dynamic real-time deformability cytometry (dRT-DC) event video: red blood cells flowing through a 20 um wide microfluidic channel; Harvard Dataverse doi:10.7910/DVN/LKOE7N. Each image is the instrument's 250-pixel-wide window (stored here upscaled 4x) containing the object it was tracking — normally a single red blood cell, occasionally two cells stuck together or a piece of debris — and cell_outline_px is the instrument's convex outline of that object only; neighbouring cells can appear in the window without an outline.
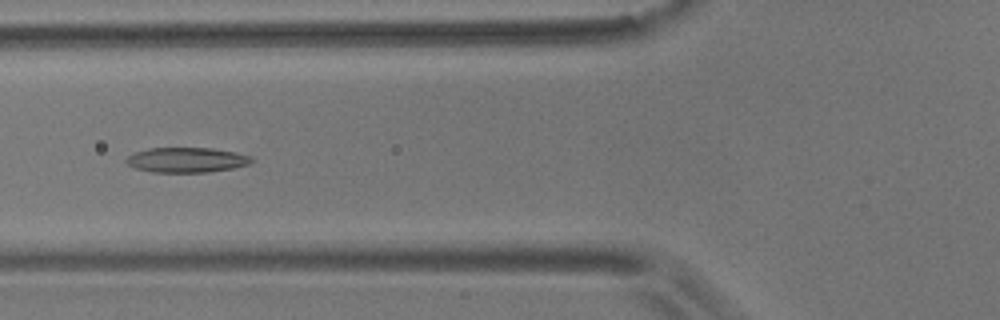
{"species": "common noctule bat (a hibernating species)", "species_latin": "Nyctalus noctula", "temperature_condition": "room temperature", "stored_images_in_passage": 58, "camera_frame_rate_fps": 3000, "um_per_image_px": 0.085, "animal": {"sex": "male", "body_mass_g": 17.9}, "frame": {"image": 1, "passage_image": 21, "time_ms": 6.667, "image_size_px": [1000, 320], "cell_outline_px": [[252, 160], [248, 164], [232, 168], [208, 172], [152, 172], [136, 168], [128, 164], [124, 160], [128, 156], [136, 152], [148, 148], [212, 148], [236, 152], [252, 156]], "centroid_in_image_um": [15.86, 13.59], "position_along_channel_um": 109.9, "area_um2": 18.15}}
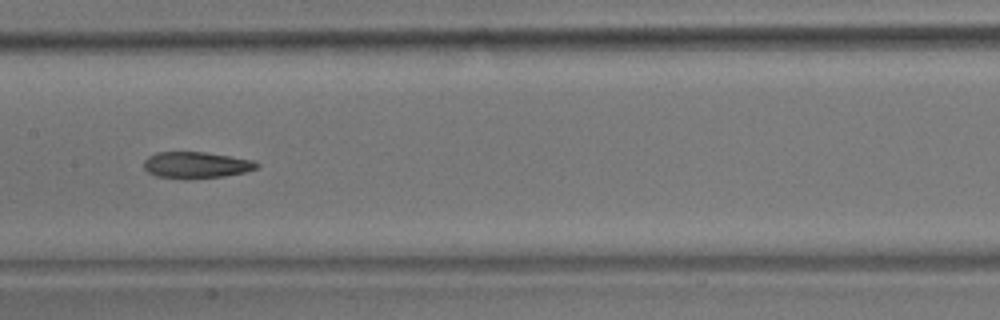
{"frame": {"image": 2, "passage_image": 28, "time_ms": 9.0, "image_size_px": [1000, 320], "cell_outline_px": [[260, 164], [256, 168], [244, 172], [224, 176], [188, 180], [184, 180], [156, 176], [148, 172], [144, 168], [144, 160], [148, 156], [156, 152], [204, 152], [252, 160]], "centroid_in_image_um": [16.62, 14.04], "position_along_channel_um": 190.8, "area_um2": 17.51}}
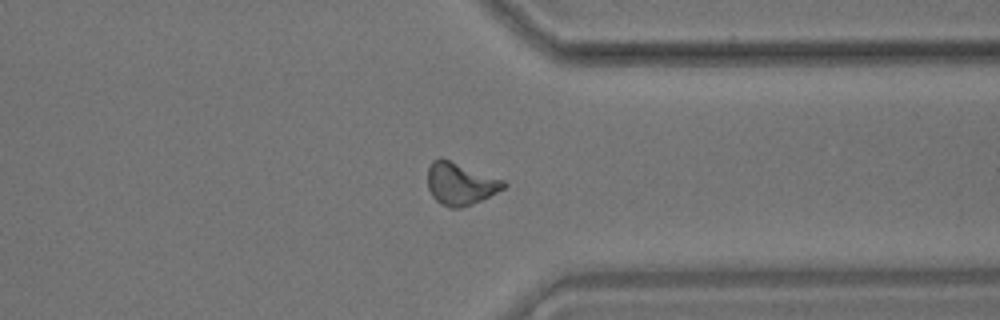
{"frame": {"image": 3, "passage_image": 44, "time_ms": 14.333, "image_size_px": [1000, 320], "cell_outline_px": [[508, 184], [504, 188], [472, 204], [460, 208], [448, 208], [440, 204], [432, 196], [428, 188], [428, 168], [432, 160], [440, 156], [504, 180]], "centroid_in_image_um": [39.1, 15.6], "position_along_channel_um": 372.3, "area_um2": 18.79}, "authors_computed_cell_mechanics": {"area_um2": 18.0914, "velocity_mm_per_s": 3.4493, "shape_relaxation_time_tau1_ms": null, "shape_relaxation_time_tau2_ms": 4.7281, "deformation_change_tau1": null, "deformation_change_tau2": 0.1284}}